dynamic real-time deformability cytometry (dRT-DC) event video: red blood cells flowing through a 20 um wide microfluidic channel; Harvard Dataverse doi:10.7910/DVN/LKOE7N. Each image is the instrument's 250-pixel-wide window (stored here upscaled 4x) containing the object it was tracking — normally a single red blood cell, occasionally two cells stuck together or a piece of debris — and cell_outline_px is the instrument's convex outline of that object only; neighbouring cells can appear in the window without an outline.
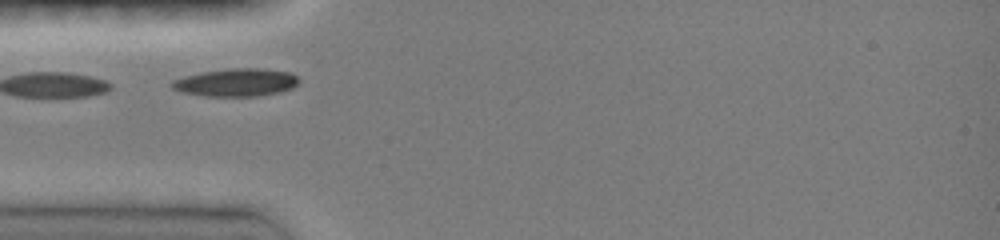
{"species": "common noctule bat (a hibernating species)", "species_latin": "Nyctalus noctula", "temperature_condition": "room temperature", "stored_images_in_passage": 12, "camera_frame_rate_fps": 3000, "um_per_image_px": 0.085, "animal": {"sex": "female", "body_mass_g": 19.0, "forearm_length_mm": 51.5}, "frame": {"image": 1, "passage_image": 1, "time_ms": 0.0, "image_size_px": [1000, 240], "cell_outline_px": [[300, 80], [292, 88], [280, 92], [256, 96], [204, 96], [180, 92], [172, 88], [168, 84], [172, 80], [184, 76], [200, 72], [228, 68], [264, 68], [288, 72], [296, 76]], "centroid_in_image_um": [20.02, 7.0], "position_along_channel_um": 65.0, "area_um2": 20.81}}